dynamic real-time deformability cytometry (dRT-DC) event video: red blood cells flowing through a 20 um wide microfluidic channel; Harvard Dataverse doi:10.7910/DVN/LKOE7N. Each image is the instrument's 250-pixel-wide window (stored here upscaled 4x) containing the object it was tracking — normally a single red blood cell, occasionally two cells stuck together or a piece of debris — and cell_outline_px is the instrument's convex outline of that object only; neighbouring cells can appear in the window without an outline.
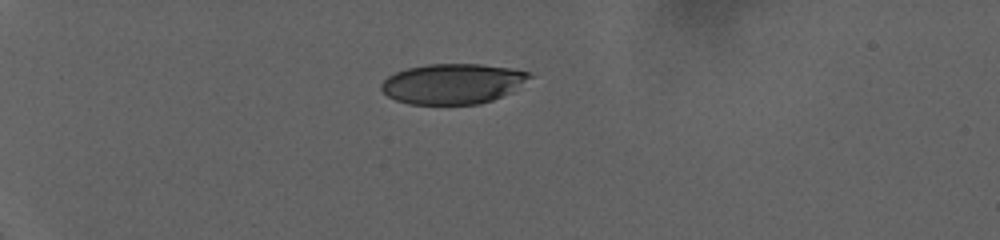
{"species": "human", "species_latin": "Homo sapiens", "temperature_condition": "warm", "stored_images_in_passage": 55, "camera_frame_rate_fps": 3000, "um_per_image_px": 0.085, "donor": {"sex": "female"}, "frame": {"image": 1, "passage_image": 1, "time_ms": 0.0, "image_size_px": [1000, 240], "cell_outline_px": [[532, 76], [512, 92], [492, 100], [480, 104], [408, 104], [396, 100], [388, 96], [380, 88], [380, 84], [388, 76], [396, 72], [408, 68], [428, 64], [480, 64], [512, 68], [532, 72]], "centroid_in_image_um": [38.5, 7.11], "position_along_channel_um": 46.5, "area_um2": 34.85}}
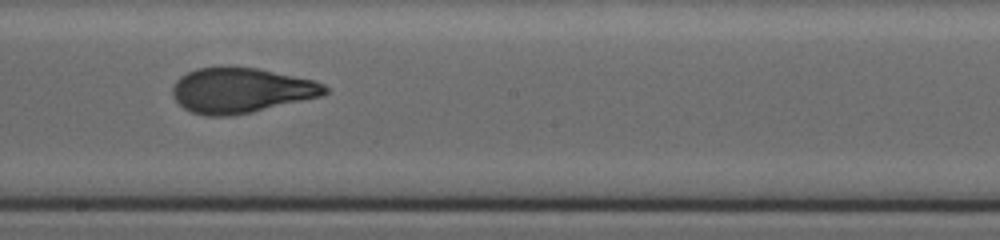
{"frame": {"image": 2, "passage_image": 27, "time_ms": 8.667, "image_size_px": [1000, 240], "cell_outline_px": [[328, 92], [320, 96], [252, 112], [232, 116], [204, 116], [192, 112], [184, 108], [172, 96], [172, 88], [176, 80], [180, 76], [196, 68], [256, 68], [312, 80], [324, 84], [328, 88]], "centroid_in_image_um": [20.45, 7.7], "position_along_channel_um": 227.7, "area_um2": 39.54}}
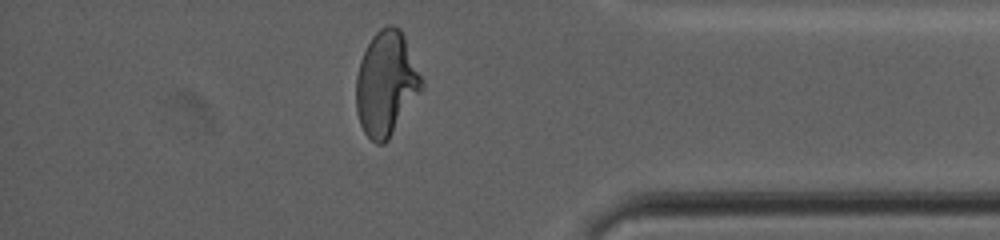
{"frame": {"image": 3, "passage_image": 47, "time_ms": 15.333, "image_size_px": [1000, 240], "cell_outline_px": [[424, 88], [388, 140], [384, 144], [376, 144], [364, 132], [360, 124], [356, 112], [356, 76], [360, 60], [372, 36], [380, 28], [388, 24], [392, 24], [400, 28], [404, 36], [424, 80]], "centroid_in_image_um": [32.84, 7.11], "position_along_channel_um": 402.4, "area_um2": 40.17}, "authors_computed_cell_mechanics": {"area_um2": 39.8242, "velocity_mm_per_s": 2.8273, "shape_relaxation_time_tau1_ms": 8.4287, "shape_relaxation_time_tau2_ms": 1.1771, "deformation_change_tau1": 0.2629, "deformation_change_tau2": 0.072}}